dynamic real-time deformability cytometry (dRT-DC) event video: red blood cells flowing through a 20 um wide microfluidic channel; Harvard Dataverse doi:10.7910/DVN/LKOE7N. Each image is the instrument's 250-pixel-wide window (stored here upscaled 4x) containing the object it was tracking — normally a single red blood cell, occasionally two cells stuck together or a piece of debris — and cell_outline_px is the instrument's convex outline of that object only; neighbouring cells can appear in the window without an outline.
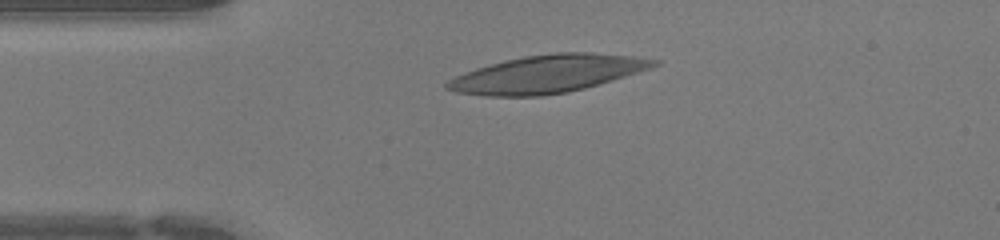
{"species": "human", "species_latin": "Homo sapiens", "temperature_condition": "warm", "stored_images_in_passage": 36, "camera_frame_rate_fps": 3000, "um_per_image_px": 0.085, "donor": {"sex": "female"}, "frame": {"image": 1, "passage_image": 1, "time_ms": 0.0, "image_size_px": [1000, 240], "cell_outline_px": [[660, 64], [652, 68], [584, 88], [564, 92], [540, 96], [484, 96], [456, 92], [444, 88], [444, 84], [448, 80], [456, 76], [476, 68], [524, 56], [556, 52], [592, 52], [632, 56], [660, 60]], "centroid_in_image_um": [46.52, 6.28], "position_along_channel_um": 38.5, "area_um2": 44.97}}
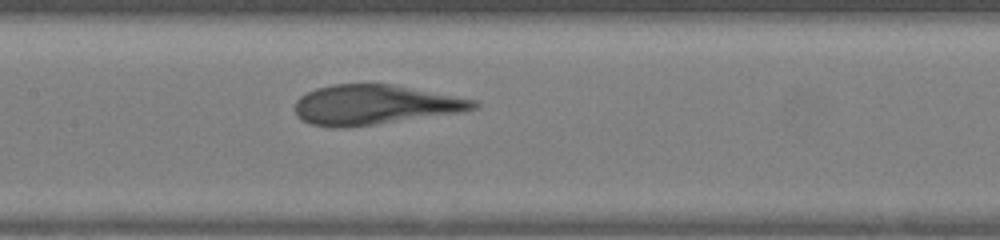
{"frame": {"image": 2, "passage_image": 12, "time_ms": 3.667, "image_size_px": [1000, 240], "cell_outline_px": [[480, 104], [476, 108], [460, 112], [376, 124], [344, 128], [336, 128], [312, 124], [300, 120], [296, 116], [296, 100], [300, 96], [316, 88], [332, 84], [392, 84], [476, 100]], "centroid_in_image_um": [31.81, 8.91], "position_along_channel_um": 175.6, "area_um2": 41.15}}
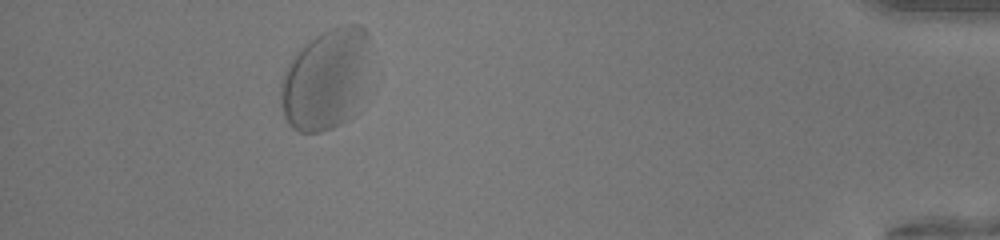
{"frame": {"image": 3, "passage_image": 32, "time_ms": 10.333, "image_size_px": [1000, 240], "cell_outline_px": [[368, 40], [352, 100], [344, 120], [340, 124], [332, 128], [320, 132], [300, 132], [292, 128], [288, 124], [284, 116], [280, 104], [280, 84], [284, 72], [288, 64], [296, 52], [300, 48], [316, 36], [332, 28], [348, 24], [360, 24], [368, 32]], "centroid_in_image_um": [27.47, 6.71], "position_along_channel_um": 407.7, "area_um2": 49.13}}